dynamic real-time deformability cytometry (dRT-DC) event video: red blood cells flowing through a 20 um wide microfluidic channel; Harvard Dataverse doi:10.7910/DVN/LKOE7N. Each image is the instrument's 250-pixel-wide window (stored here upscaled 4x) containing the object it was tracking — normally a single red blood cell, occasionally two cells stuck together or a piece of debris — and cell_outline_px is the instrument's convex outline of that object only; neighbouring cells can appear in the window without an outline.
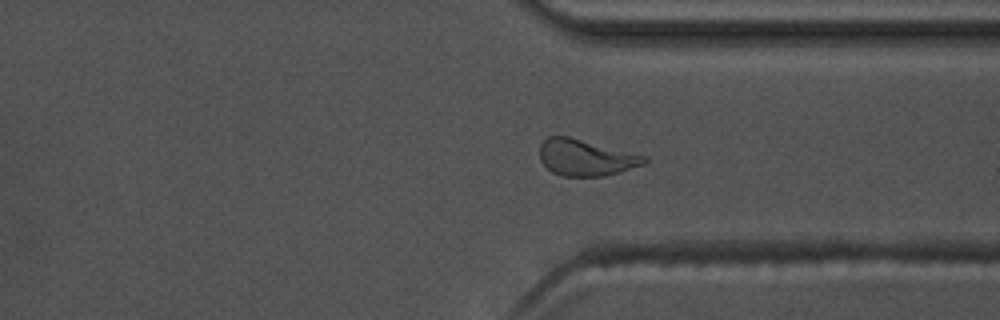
{"species": "common noctule bat (a hibernating species)", "species_latin": "Nyctalus noctula", "temperature_condition": "warm", "stored_images_in_passage": 54, "camera_frame_rate_fps": 3000, "um_per_image_px": 0.085, "animal": {"sex": "male", "body_mass_g": 17.5, "forearm_length_mm": 52.3}, "frame": {"image": 1, "passage_image": 40, "time_ms": 13.0, "image_size_px": [1000, 320], "cell_outline_px": [[648, 160], [644, 164], [620, 172], [604, 176], [564, 176], [552, 172], [540, 160], [540, 144], [548, 136], [568, 136], [648, 156]], "centroid_in_image_um": [49.81, 13.39], "position_along_channel_um": 361.6, "area_um2": 22.14}}
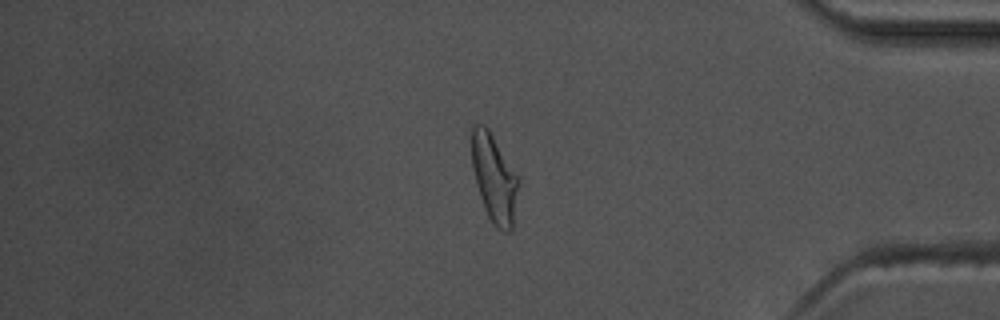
{"frame": {"image": 2, "passage_image": 45, "time_ms": 14.667, "image_size_px": [1000, 320], "cell_outline_px": [[520, 180], [512, 228], [508, 232], [504, 232], [496, 228], [492, 224], [484, 208], [476, 184], [472, 168], [472, 128], [476, 124], [484, 124], [488, 128], [520, 176]], "centroid_in_image_um": [42.03, 15.16], "position_along_channel_um": 393.2, "area_um2": 24.28}, "authors_computed_cell_mechanics": {"area_um2": 21.7039, "velocity_mm_per_s": 3.6317, "shape_relaxation_time_tau1_ms": 6.3196, "shape_relaxation_time_tau2_ms": 3.4954, "deformation_change_tau1": 0.2299, "deformation_change_tau2": 0.0979}}